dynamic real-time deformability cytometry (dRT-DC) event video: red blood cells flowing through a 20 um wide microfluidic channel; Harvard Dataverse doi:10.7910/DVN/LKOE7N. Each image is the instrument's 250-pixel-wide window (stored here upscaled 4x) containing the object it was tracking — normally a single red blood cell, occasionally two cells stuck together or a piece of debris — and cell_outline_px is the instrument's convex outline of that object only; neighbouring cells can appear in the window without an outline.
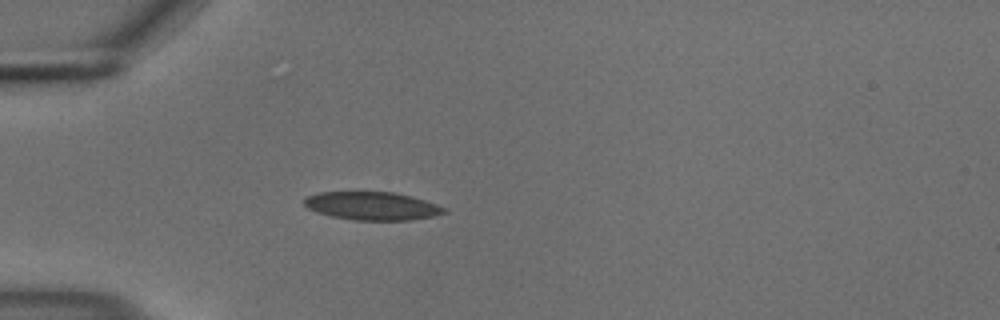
{"species": "common noctule bat (a hibernating species)", "species_latin": "Nyctalus noctula", "temperature_condition": "cold", "stored_images_in_passage": 40, "camera_frame_rate_fps": 3000, "um_per_image_px": 0.085, "animal": {"sex": "male", "body_mass_g": 18.8}, "frame": {"image": 1, "passage_image": 1, "time_ms": 0.0, "image_size_px": [1000, 320], "cell_outline_px": [[448, 212], [432, 216], [408, 220], [352, 220], [332, 216], [316, 212], [308, 208], [304, 204], [304, 200], [308, 196], [320, 192], [392, 192], [424, 200], [448, 208]], "centroid_in_image_um": [31.63, 17.51], "position_along_channel_um": 53.4, "area_um2": 22.77}}
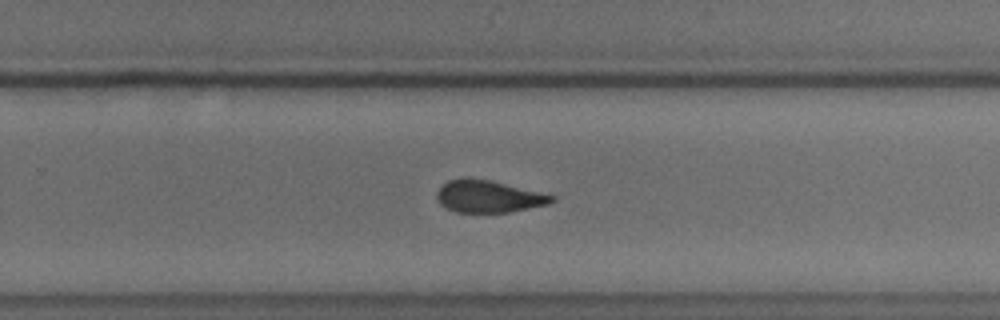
{"frame": {"image": 2, "passage_image": 21, "time_ms": 6.667, "image_size_px": [1000, 320], "cell_outline_px": [[556, 200], [548, 204], [508, 212], [456, 212], [440, 204], [436, 196], [436, 192], [448, 180], [488, 180], [540, 192], [556, 196]], "centroid_in_image_um": [41.55, 16.73], "position_along_channel_um": 288.3, "area_um2": 20.81}}
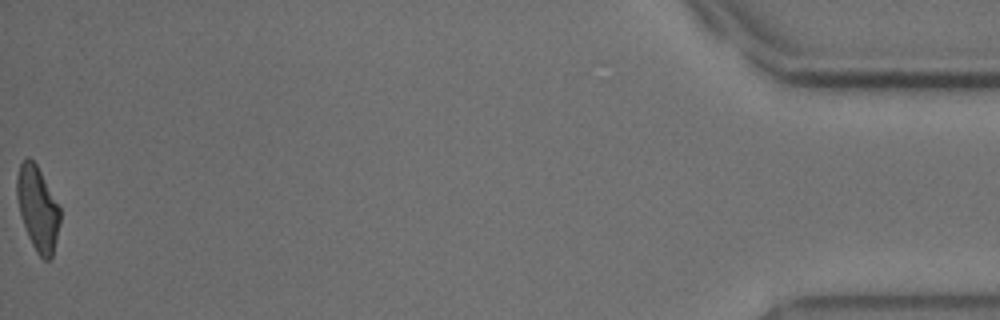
{"frame": {"image": 3, "passage_image": 40, "time_ms": 13.0, "image_size_px": [1000, 320], "cell_outline_px": [[60, 224], [52, 256], [48, 260], [44, 260], [36, 252], [28, 236], [20, 212], [16, 196], [16, 176], [20, 164], [28, 156], [36, 164], [60, 208]], "centroid_in_image_um": [3.19, 17.72], "position_along_channel_um": 432.0, "area_um2": 20.92}, "authors_computed_cell_mechanics": {"area_um2": 22.2241, "velocity_mm_per_s": 3.6979, "shape_relaxation_time_tau1_ms": null, "shape_relaxation_time_tau2_ms": 2.3086, "deformation_change_tau1": null, "deformation_change_tau2": 0.0819}}